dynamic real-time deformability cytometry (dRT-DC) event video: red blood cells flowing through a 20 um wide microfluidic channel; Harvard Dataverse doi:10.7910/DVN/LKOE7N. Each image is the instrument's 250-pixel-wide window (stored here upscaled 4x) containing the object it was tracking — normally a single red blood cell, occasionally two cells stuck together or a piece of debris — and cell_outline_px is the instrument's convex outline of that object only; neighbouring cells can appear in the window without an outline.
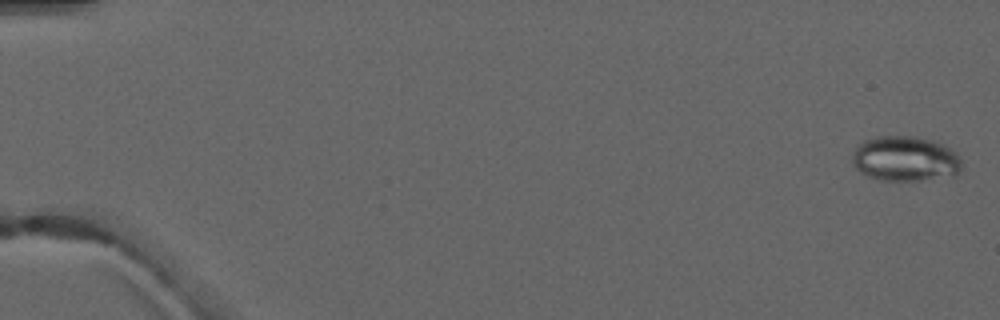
{"species": "common noctule bat (a hibernating species)", "species_latin": "Nyctalus noctula", "temperature_condition": "warm", "stored_images_in_passage": 5, "camera_frame_rate_fps": 3000, "um_per_image_px": 0.085, "animal": {"sex": "male", "forearm_length_mm": 52.5}, "frame": {"image": 1, "passage_image": 1, "time_ms": 0.0, "image_size_px": [1000, 320], "cell_outline_px": [[960, 172], [956, 176], [920, 180], [880, 180], [868, 176], [860, 172], [852, 164], [852, 152], [856, 144], [864, 140], [876, 136], [916, 136], [932, 140], [944, 144], [956, 152], [960, 160]], "centroid_in_image_um": [76.92, 13.48], "position_along_channel_um": 8.1, "area_um2": 29.19}}